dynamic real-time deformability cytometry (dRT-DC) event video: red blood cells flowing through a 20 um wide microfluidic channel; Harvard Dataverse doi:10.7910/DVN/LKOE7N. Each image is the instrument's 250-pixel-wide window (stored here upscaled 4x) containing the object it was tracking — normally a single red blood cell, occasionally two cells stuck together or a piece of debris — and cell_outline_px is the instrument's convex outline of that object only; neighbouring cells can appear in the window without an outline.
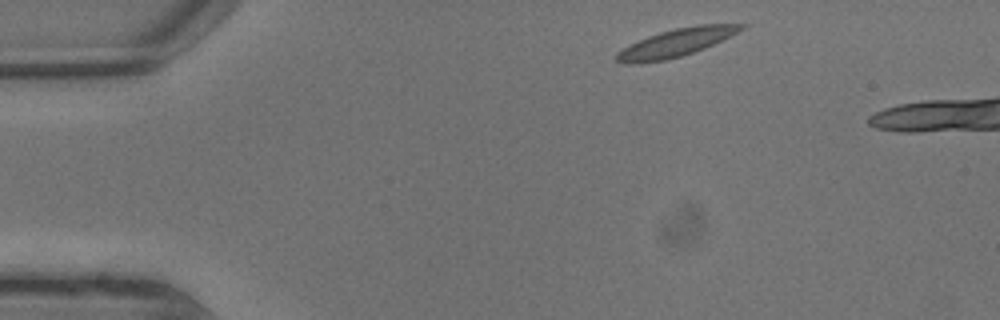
{"species": "common noctule bat (a hibernating species)", "species_latin": "Nyctalus noctula", "temperature_condition": "warm", "stored_images_in_passage": 3, "camera_frame_rate_fps": 3000, "um_per_image_px": 0.085, "animal": {"sex": "male", "body_mass_g": 13.3}, "frame": {"image": 1, "passage_image": 1, "time_ms": 0.0, "image_size_px": [1000, 320], "cell_outline_px": [[748, 24], [744, 28], [704, 48], [668, 60], [640, 64], [620, 64], [612, 60], [616, 52], [648, 36], [660, 32], [676, 28], [696, 24]], "centroid_in_image_um": [57.35, 3.66], "position_along_channel_um": 27.7, "area_um2": 20.17}}